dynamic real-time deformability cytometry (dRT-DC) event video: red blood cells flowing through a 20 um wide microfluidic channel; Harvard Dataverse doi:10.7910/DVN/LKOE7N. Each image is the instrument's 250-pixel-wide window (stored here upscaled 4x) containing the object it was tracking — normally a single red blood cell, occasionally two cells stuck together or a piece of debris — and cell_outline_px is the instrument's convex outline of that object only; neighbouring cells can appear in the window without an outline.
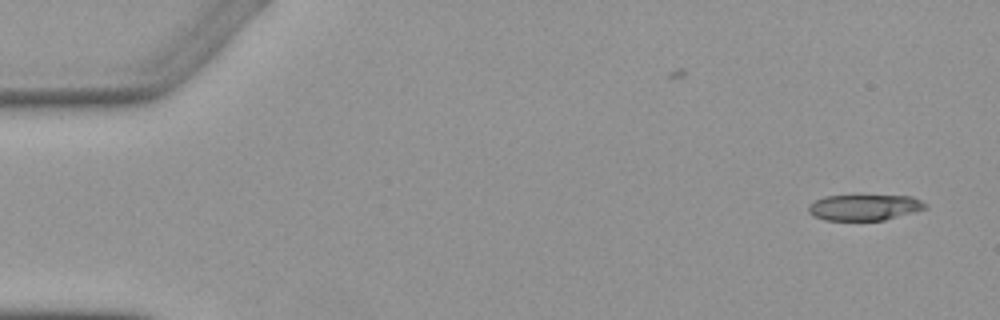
{"species": "Egyptian fruit bat (a non-hibernating species)", "species_latin": "Rousettus aegyptiacus", "temperature_condition": "warm", "stored_images_in_passage": 2, "camera_frame_rate_fps": 3000, "um_per_image_px": 0.085, "animal": {"sex": "female"}, "frame": {"image": 1, "passage_image": 2, "time_ms": 1.0, "image_size_px": [1000, 320], "cell_outline_px": [[928, 208], [884, 220], [824, 220], [812, 216], [808, 212], [808, 204], [824, 196], [912, 196], [928, 204]], "centroid_in_image_um": [73.46, 17.63], "position_along_channel_um": 11.5, "area_um2": 17.63}}